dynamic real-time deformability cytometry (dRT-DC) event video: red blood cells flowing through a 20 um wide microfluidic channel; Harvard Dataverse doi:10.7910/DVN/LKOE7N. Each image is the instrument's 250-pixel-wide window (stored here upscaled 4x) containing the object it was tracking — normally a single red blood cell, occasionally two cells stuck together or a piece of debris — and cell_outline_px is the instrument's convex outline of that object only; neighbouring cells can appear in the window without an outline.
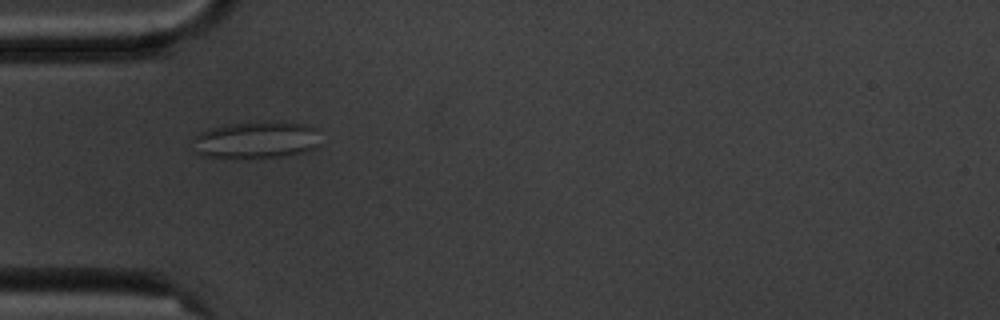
{"species": "common noctule bat (a hibernating species)", "species_latin": "Nyctalus noctula", "temperature_condition": "cold", "stored_images_in_passage": 4, "camera_frame_rate_fps": 3000, "um_per_image_px": 0.085, "animal": {"sex": "male", "body_mass_g": 20.1, "forearm_length_mm": 53.5}, "frame": {"image": 1, "passage_image": 3, "time_ms": 2.667, "image_size_px": [1000, 320], "cell_outline_px": [[320, 144], [316, 148], [304, 152], [288, 156], [204, 156], [196, 152], [192, 140], [200, 132], [212, 128], [228, 124], [264, 120], [304, 124], [316, 128]], "centroid_in_image_um": [21.84, 11.86], "position_along_channel_um": 63.2, "area_um2": 27.28}}
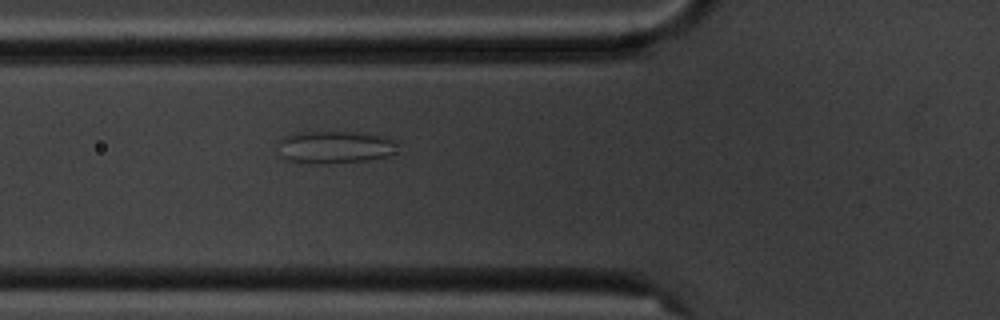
{"frame": {"image": 2, "passage_image": 4, "time_ms": 3.667, "image_size_px": [1000, 320], "cell_outline_px": [[400, 140], [392, 152], [388, 156], [368, 160], [288, 160], [276, 156], [280, 136], [292, 132], [364, 132], [384, 136]], "centroid_in_image_um": [28.44, 12.42], "position_along_channel_um": 97.4, "area_um2": 22.08}}